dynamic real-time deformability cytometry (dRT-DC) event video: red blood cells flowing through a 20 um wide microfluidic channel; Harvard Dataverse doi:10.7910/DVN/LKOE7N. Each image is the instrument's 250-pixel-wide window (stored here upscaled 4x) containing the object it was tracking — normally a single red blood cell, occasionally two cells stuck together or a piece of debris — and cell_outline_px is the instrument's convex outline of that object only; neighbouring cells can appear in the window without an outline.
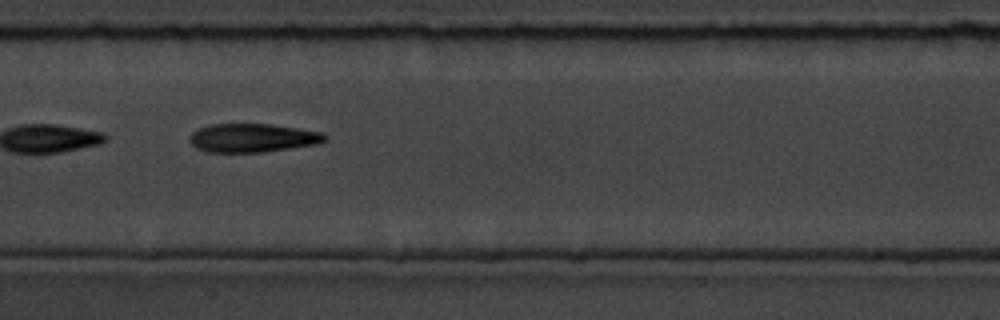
{"species": "common noctule bat (a hibernating species)", "species_latin": "Nyctalus noctula", "temperature_condition": "room temperature", "stored_images_in_passage": 13, "camera_frame_rate_fps": 3000, "um_per_image_px": 0.085, "animal": {"sex": "male", "body_mass_g": 19.5, "forearm_length_mm": 54.6}, "frame": {"image": 1, "passage_image": 6, "time_ms": 6.667, "image_size_px": [1000, 320], "cell_outline_px": [[328, 136], [324, 140], [316, 144], [260, 152], [208, 152], [196, 148], [188, 140], [188, 136], [192, 132], [200, 128], [212, 124], [272, 124], [324, 132]], "centroid_in_image_um": [21.44, 11.71], "position_along_channel_um": 186.0, "area_um2": 22.48}}